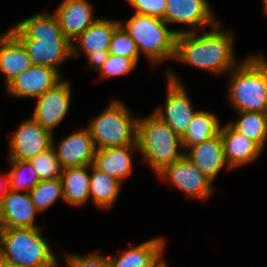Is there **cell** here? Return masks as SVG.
Here are the masks:
<instances>
[{
  "mask_svg": "<svg viewBox=\"0 0 267 267\" xmlns=\"http://www.w3.org/2000/svg\"><path fill=\"white\" fill-rule=\"evenodd\" d=\"M24 46L32 65L56 69L77 56L78 49L63 33L54 13L46 12L24 19L8 29Z\"/></svg>",
  "mask_w": 267,
  "mask_h": 267,
  "instance_id": "1",
  "label": "cell"
},
{
  "mask_svg": "<svg viewBox=\"0 0 267 267\" xmlns=\"http://www.w3.org/2000/svg\"><path fill=\"white\" fill-rule=\"evenodd\" d=\"M219 24L210 32L202 31L199 36L194 29L178 34L174 59L216 74L235 68L233 34L220 31Z\"/></svg>",
  "mask_w": 267,
  "mask_h": 267,
  "instance_id": "2",
  "label": "cell"
},
{
  "mask_svg": "<svg viewBox=\"0 0 267 267\" xmlns=\"http://www.w3.org/2000/svg\"><path fill=\"white\" fill-rule=\"evenodd\" d=\"M231 72L228 91L233 107L238 112H267L266 59L249 56Z\"/></svg>",
  "mask_w": 267,
  "mask_h": 267,
  "instance_id": "3",
  "label": "cell"
},
{
  "mask_svg": "<svg viewBox=\"0 0 267 267\" xmlns=\"http://www.w3.org/2000/svg\"><path fill=\"white\" fill-rule=\"evenodd\" d=\"M39 228H1L0 260L14 266L58 267Z\"/></svg>",
  "mask_w": 267,
  "mask_h": 267,
  "instance_id": "4",
  "label": "cell"
},
{
  "mask_svg": "<svg viewBox=\"0 0 267 267\" xmlns=\"http://www.w3.org/2000/svg\"><path fill=\"white\" fill-rule=\"evenodd\" d=\"M137 145L156 174L185 155L178 151L183 148L181 137L154 113L138 119Z\"/></svg>",
  "mask_w": 267,
  "mask_h": 267,
  "instance_id": "5",
  "label": "cell"
},
{
  "mask_svg": "<svg viewBox=\"0 0 267 267\" xmlns=\"http://www.w3.org/2000/svg\"><path fill=\"white\" fill-rule=\"evenodd\" d=\"M121 27L136 43L139 54L143 53L155 66L163 60L175 57L176 36L182 30H170L166 22L158 17L133 14Z\"/></svg>",
  "mask_w": 267,
  "mask_h": 267,
  "instance_id": "6",
  "label": "cell"
},
{
  "mask_svg": "<svg viewBox=\"0 0 267 267\" xmlns=\"http://www.w3.org/2000/svg\"><path fill=\"white\" fill-rule=\"evenodd\" d=\"M137 122L121 101L113 100L88 126L96 150L137 145Z\"/></svg>",
  "mask_w": 267,
  "mask_h": 267,
  "instance_id": "7",
  "label": "cell"
},
{
  "mask_svg": "<svg viewBox=\"0 0 267 267\" xmlns=\"http://www.w3.org/2000/svg\"><path fill=\"white\" fill-rule=\"evenodd\" d=\"M157 175L201 201L209 198L213 191L211 187L213 182L186 155L167 165Z\"/></svg>",
  "mask_w": 267,
  "mask_h": 267,
  "instance_id": "8",
  "label": "cell"
},
{
  "mask_svg": "<svg viewBox=\"0 0 267 267\" xmlns=\"http://www.w3.org/2000/svg\"><path fill=\"white\" fill-rule=\"evenodd\" d=\"M167 76L165 110L160 108L154 114L182 137L196 111L179 79L170 71Z\"/></svg>",
  "mask_w": 267,
  "mask_h": 267,
  "instance_id": "9",
  "label": "cell"
},
{
  "mask_svg": "<svg viewBox=\"0 0 267 267\" xmlns=\"http://www.w3.org/2000/svg\"><path fill=\"white\" fill-rule=\"evenodd\" d=\"M53 133L33 118L23 121L9 139L10 159L30 160L52 146Z\"/></svg>",
  "mask_w": 267,
  "mask_h": 267,
  "instance_id": "10",
  "label": "cell"
},
{
  "mask_svg": "<svg viewBox=\"0 0 267 267\" xmlns=\"http://www.w3.org/2000/svg\"><path fill=\"white\" fill-rule=\"evenodd\" d=\"M36 98L38 101L32 118L53 132V128L63 120L70 107L71 88L68 81L61 80Z\"/></svg>",
  "mask_w": 267,
  "mask_h": 267,
  "instance_id": "11",
  "label": "cell"
},
{
  "mask_svg": "<svg viewBox=\"0 0 267 267\" xmlns=\"http://www.w3.org/2000/svg\"><path fill=\"white\" fill-rule=\"evenodd\" d=\"M121 21L110 19H97L85 32L80 34L76 40L86 54L91 66L99 69L109 55V45L114 31L120 26Z\"/></svg>",
  "mask_w": 267,
  "mask_h": 267,
  "instance_id": "12",
  "label": "cell"
},
{
  "mask_svg": "<svg viewBox=\"0 0 267 267\" xmlns=\"http://www.w3.org/2000/svg\"><path fill=\"white\" fill-rule=\"evenodd\" d=\"M61 74L56 69L32 65L20 72L6 85L7 93L14 97H38L61 81Z\"/></svg>",
  "mask_w": 267,
  "mask_h": 267,
  "instance_id": "13",
  "label": "cell"
},
{
  "mask_svg": "<svg viewBox=\"0 0 267 267\" xmlns=\"http://www.w3.org/2000/svg\"><path fill=\"white\" fill-rule=\"evenodd\" d=\"M52 147L63 169L93 164L96 148L88 127L61 140L57 149L52 140Z\"/></svg>",
  "mask_w": 267,
  "mask_h": 267,
  "instance_id": "14",
  "label": "cell"
},
{
  "mask_svg": "<svg viewBox=\"0 0 267 267\" xmlns=\"http://www.w3.org/2000/svg\"><path fill=\"white\" fill-rule=\"evenodd\" d=\"M36 213L29 192L9 190L0 202V228H38Z\"/></svg>",
  "mask_w": 267,
  "mask_h": 267,
  "instance_id": "15",
  "label": "cell"
},
{
  "mask_svg": "<svg viewBox=\"0 0 267 267\" xmlns=\"http://www.w3.org/2000/svg\"><path fill=\"white\" fill-rule=\"evenodd\" d=\"M213 15L207 0H167L164 21L198 25L203 31L204 26L219 22Z\"/></svg>",
  "mask_w": 267,
  "mask_h": 267,
  "instance_id": "16",
  "label": "cell"
},
{
  "mask_svg": "<svg viewBox=\"0 0 267 267\" xmlns=\"http://www.w3.org/2000/svg\"><path fill=\"white\" fill-rule=\"evenodd\" d=\"M64 35L71 41L85 32L97 19L88 0H63L54 12Z\"/></svg>",
  "mask_w": 267,
  "mask_h": 267,
  "instance_id": "17",
  "label": "cell"
},
{
  "mask_svg": "<svg viewBox=\"0 0 267 267\" xmlns=\"http://www.w3.org/2000/svg\"><path fill=\"white\" fill-rule=\"evenodd\" d=\"M225 160L230 169L250 163L262 151L253 140L236 131L229 123L220 128Z\"/></svg>",
  "mask_w": 267,
  "mask_h": 267,
  "instance_id": "18",
  "label": "cell"
},
{
  "mask_svg": "<svg viewBox=\"0 0 267 267\" xmlns=\"http://www.w3.org/2000/svg\"><path fill=\"white\" fill-rule=\"evenodd\" d=\"M164 239L154 238L131 247L119 256H108L109 267H164Z\"/></svg>",
  "mask_w": 267,
  "mask_h": 267,
  "instance_id": "19",
  "label": "cell"
},
{
  "mask_svg": "<svg viewBox=\"0 0 267 267\" xmlns=\"http://www.w3.org/2000/svg\"><path fill=\"white\" fill-rule=\"evenodd\" d=\"M185 155L211 181L217 177L223 167L229 166L225 160L223 141L220 133L200 144L189 147Z\"/></svg>",
  "mask_w": 267,
  "mask_h": 267,
  "instance_id": "20",
  "label": "cell"
},
{
  "mask_svg": "<svg viewBox=\"0 0 267 267\" xmlns=\"http://www.w3.org/2000/svg\"><path fill=\"white\" fill-rule=\"evenodd\" d=\"M32 66L22 43L8 30L0 35V72L6 85L20 72Z\"/></svg>",
  "mask_w": 267,
  "mask_h": 267,
  "instance_id": "21",
  "label": "cell"
},
{
  "mask_svg": "<svg viewBox=\"0 0 267 267\" xmlns=\"http://www.w3.org/2000/svg\"><path fill=\"white\" fill-rule=\"evenodd\" d=\"M134 148L138 149V145L98 149L95 152L93 165L122 183L132 172L131 150Z\"/></svg>",
  "mask_w": 267,
  "mask_h": 267,
  "instance_id": "22",
  "label": "cell"
},
{
  "mask_svg": "<svg viewBox=\"0 0 267 267\" xmlns=\"http://www.w3.org/2000/svg\"><path fill=\"white\" fill-rule=\"evenodd\" d=\"M90 165L65 168L61 174L63 201L80 206L90 199Z\"/></svg>",
  "mask_w": 267,
  "mask_h": 267,
  "instance_id": "23",
  "label": "cell"
},
{
  "mask_svg": "<svg viewBox=\"0 0 267 267\" xmlns=\"http://www.w3.org/2000/svg\"><path fill=\"white\" fill-rule=\"evenodd\" d=\"M219 119L210 112L196 111L188 125L184 135L181 137L183 148L200 144L220 133Z\"/></svg>",
  "mask_w": 267,
  "mask_h": 267,
  "instance_id": "24",
  "label": "cell"
},
{
  "mask_svg": "<svg viewBox=\"0 0 267 267\" xmlns=\"http://www.w3.org/2000/svg\"><path fill=\"white\" fill-rule=\"evenodd\" d=\"M90 199L99 208H110L119 196L122 183L90 165Z\"/></svg>",
  "mask_w": 267,
  "mask_h": 267,
  "instance_id": "25",
  "label": "cell"
},
{
  "mask_svg": "<svg viewBox=\"0 0 267 267\" xmlns=\"http://www.w3.org/2000/svg\"><path fill=\"white\" fill-rule=\"evenodd\" d=\"M240 119L229 124L239 133L256 142L262 149L267 140V112H238Z\"/></svg>",
  "mask_w": 267,
  "mask_h": 267,
  "instance_id": "26",
  "label": "cell"
},
{
  "mask_svg": "<svg viewBox=\"0 0 267 267\" xmlns=\"http://www.w3.org/2000/svg\"><path fill=\"white\" fill-rule=\"evenodd\" d=\"M11 170L8 174L9 190L30 192L39 182L36 171L29 160L11 159Z\"/></svg>",
  "mask_w": 267,
  "mask_h": 267,
  "instance_id": "27",
  "label": "cell"
},
{
  "mask_svg": "<svg viewBox=\"0 0 267 267\" xmlns=\"http://www.w3.org/2000/svg\"><path fill=\"white\" fill-rule=\"evenodd\" d=\"M31 201L38 212L46 210L58 198L63 197L61 179L40 181L30 192Z\"/></svg>",
  "mask_w": 267,
  "mask_h": 267,
  "instance_id": "28",
  "label": "cell"
},
{
  "mask_svg": "<svg viewBox=\"0 0 267 267\" xmlns=\"http://www.w3.org/2000/svg\"><path fill=\"white\" fill-rule=\"evenodd\" d=\"M29 161L40 181L61 178L63 168L52 146Z\"/></svg>",
  "mask_w": 267,
  "mask_h": 267,
  "instance_id": "29",
  "label": "cell"
},
{
  "mask_svg": "<svg viewBox=\"0 0 267 267\" xmlns=\"http://www.w3.org/2000/svg\"><path fill=\"white\" fill-rule=\"evenodd\" d=\"M108 51L117 56L134 59L137 63L141 55L136 43L121 25L114 31Z\"/></svg>",
  "mask_w": 267,
  "mask_h": 267,
  "instance_id": "30",
  "label": "cell"
},
{
  "mask_svg": "<svg viewBox=\"0 0 267 267\" xmlns=\"http://www.w3.org/2000/svg\"><path fill=\"white\" fill-rule=\"evenodd\" d=\"M136 65L137 62L134 59L109 53L99 73L101 78L122 76L133 70Z\"/></svg>",
  "mask_w": 267,
  "mask_h": 267,
  "instance_id": "31",
  "label": "cell"
},
{
  "mask_svg": "<svg viewBox=\"0 0 267 267\" xmlns=\"http://www.w3.org/2000/svg\"><path fill=\"white\" fill-rule=\"evenodd\" d=\"M134 8L135 13L154 16L164 20L167 0H127Z\"/></svg>",
  "mask_w": 267,
  "mask_h": 267,
  "instance_id": "32",
  "label": "cell"
},
{
  "mask_svg": "<svg viewBox=\"0 0 267 267\" xmlns=\"http://www.w3.org/2000/svg\"><path fill=\"white\" fill-rule=\"evenodd\" d=\"M65 259L68 263V267H109L108 256L99 255L97 251L87 257L67 253Z\"/></svg>",
  "mask_w": 267,
  "mask_h": 267,
  "instance_id": "33",
  "label": "cell"
},
{
  "mask_svg": "<svg viewBox=\"0 0 267 267\" xmlns=\"http://www.w3.org/2000/svg\"><path fill=\"white\" fill-rule=\"evenodd\" d=\"M0 184H1L0 185V202H1L3 197L9 191V181H8V174L7 173H6L5 177L3 176V179L1 178Z\"/></svg>",
  "mask_w": 267,
  "mask_h": 267,
  "instance_id": "34",
  "label": "cell"
},
{
  "mask_svg": "<svg viewBox=\"0 0 267 267\" xmlns=\"http://www.w3.org/2000/svg\"><path fill=\"white\" fill-rule=\"evenodd\" d=\"M0 267H25V266H14L0 260Z\"/></svg>",
  "mask_w": 267,
  "mask_h": 267,
  "instance_id": "35",
  "label": "cell"
},
{
  "mask_svg": "<svg viewBox=\"0 0 267 267\" xmlns=\"http://www.w3.org/2000/svg\"><path fill=\"white\" fill-rule=\"evenodd\" d=\"M263 1H264L263 3H264V7H265L264 8L265 9V13L267 14V0H263Z\"/></svg>",
  "mask_w": 267,
  "mask_h": 267,
  "instance_id": "36",
  "label": "cell"
}]
</instances>
